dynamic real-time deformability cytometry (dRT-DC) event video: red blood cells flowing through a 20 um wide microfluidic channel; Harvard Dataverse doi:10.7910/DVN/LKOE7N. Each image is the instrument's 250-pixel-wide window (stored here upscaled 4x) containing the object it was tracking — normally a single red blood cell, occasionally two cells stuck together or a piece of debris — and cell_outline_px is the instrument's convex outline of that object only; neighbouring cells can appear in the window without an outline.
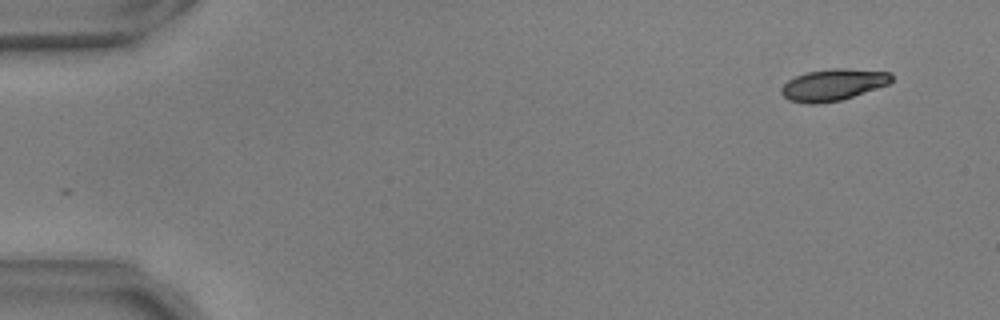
{"species": "common noctule bat (a hibernating species)", "species_latin": "Nyctalus noctula", "temperature_condition": "warm", "stored_images_in_passage": 10, "camera_frame_rate_fps": 3000, "um_per_image_px": 0.085, "animal": {"sex": "male", "body_mass_g": 17.9, "forearm_length_mm": 54.2}, "frame": {"image": 1, "passage_image": 1, "time_ms": 0.0, "image_size_px": [1000, 320], "cell_outline_px": [[892, 80], [888, 84], [840, 100], [820, 104], [804, 104], [788, 100], [780, 92], [780, 88], [788, 80], [796, 76], [808, 72], [832, 68], [844, 68], [892, 72]], "centroid_in_image_um": [70.78, 7.21], "position_along_channel_um": 14.2, "area_um2": 20.29}}